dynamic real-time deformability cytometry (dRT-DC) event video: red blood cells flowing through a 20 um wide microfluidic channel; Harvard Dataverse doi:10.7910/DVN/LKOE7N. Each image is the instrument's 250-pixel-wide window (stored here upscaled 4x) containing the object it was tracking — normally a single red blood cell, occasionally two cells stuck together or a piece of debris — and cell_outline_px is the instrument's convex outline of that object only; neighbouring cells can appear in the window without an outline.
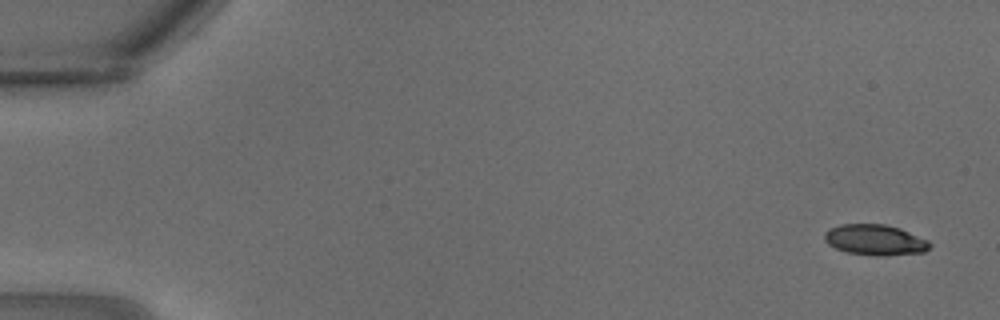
{"species": "common noctule bat (a hibernating species)", "species_latin": "Nyctalus noctula", "temperature_condition": "warm", "stored_images_in_passage": 19, "camera_frame_rate_fps": 3000, "um_per_image_px": 0.085, "animal": {"sex": "male", "body_mass_g": 18.8}, "frame": {"image": 1, "passage_image": 1, "time_ms": 0.0, "image_size_px": [1000, 320], "cell_outline_px": [[932, 244], [924, 252], [884, 256], [876, 256], [848, 252], [836, 248], [828, 244], [824, 240], [824, 232], [828, 228], [840, 224], [884, 224], [900, 228], [928, 240]], "centroid_in_image_um": [74.36, 20.38], "position_along_channel_um": 10.6, "area_um2": 18.9}}
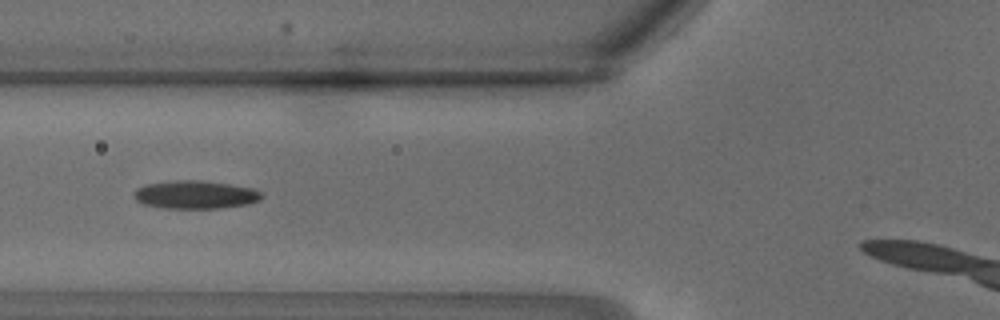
{"frame": {"image": 2, "passage_image": 12, "time_ms": 3.667, "image_size_px": [1000, 320], "cell_outline_px": [[264, 196], [260, 200], [248, 204], [220, 208], [164, 208], [144, 204], [136, 200], [136, 188], [144, 184], [172, 180], [200, 180], [228, 184], [252, 188], [264, 192]], "centroid_in_image_um": [16.64, 16.54], "position_along_channel_um": 109.2, "area_um2": 20.98}}
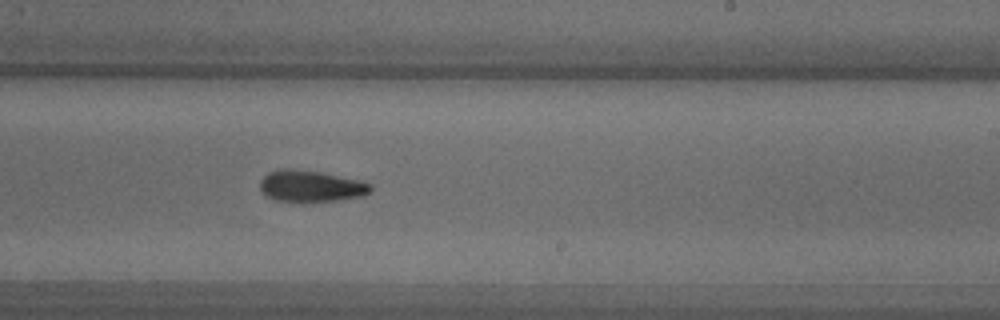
{"frame": {"image": 3, "passage_image": 19, "time_ms": 6.0, "image_size_px": [1000, 320], "cell_outline_px": [[372, 192], [364, 196], [336, 200], [276, 200], [268, 196], [260, 188], [260, 180], [268, 172], [280, 168], [284, 168], [320, 172], [360, 180], [372, 184]], "centroid_in_image_um": [26.47, 15.79], "position_along_channel_um": 262.5, "area_um2": 19.88}}